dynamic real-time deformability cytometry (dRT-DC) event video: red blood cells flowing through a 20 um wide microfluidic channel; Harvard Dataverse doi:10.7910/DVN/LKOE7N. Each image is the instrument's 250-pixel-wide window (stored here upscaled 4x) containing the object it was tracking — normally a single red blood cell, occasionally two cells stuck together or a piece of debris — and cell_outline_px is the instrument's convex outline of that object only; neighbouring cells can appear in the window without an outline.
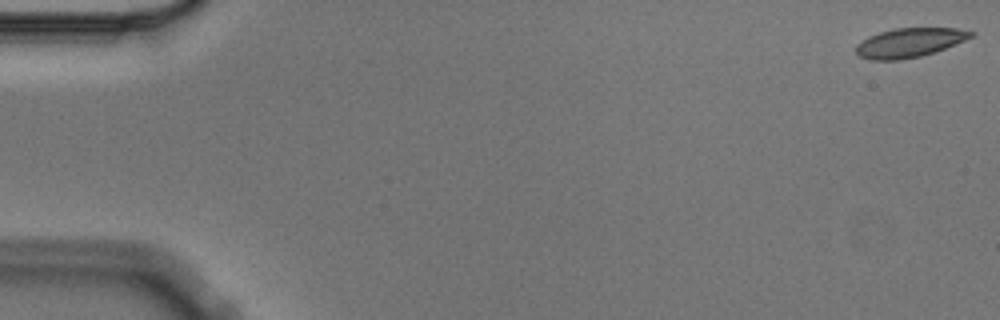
{"species": "Egyptian fruit bat (a non-hibernating species)", "species_latin": "Rousettus aegyptiacus", "temperature_condition": "cold", "stored_images_in_passage": 5, "camera_frame_rate_fps": 3000, "um_per_image_px": 0.085, "animal": {"sex": "male"}, "frame": {"image": 1, "passage_image": 1, "time_ms": 0.0, "image_size_px": [1000, 320], "cell_outline_px": [[976, 32], [972, 36], [964, 40], [944, 48], [920, 56], [900, 60], [868, 60], [860, 56], [856, 52], [856, 44], [868, 36], [880, 32], [896, 28], [956, 28]], "centroid_in_image_um": [77.26, 3.62], "position_along_channel_um": 7.7, "area_um2": 19.36}}
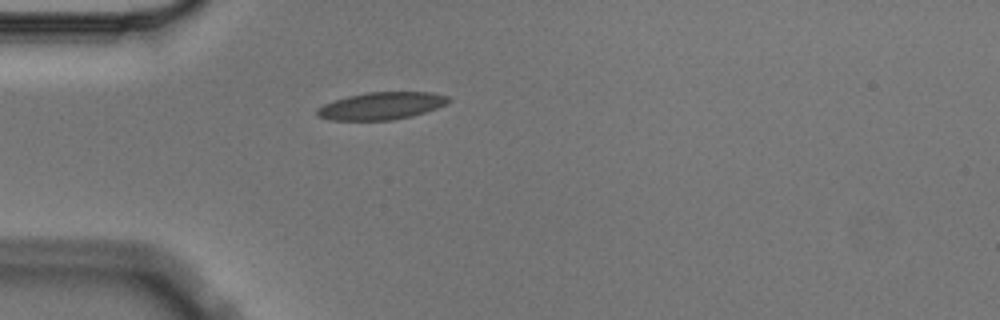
{"frame": {"image": 2, "passage_image": 5, "time_ms": 1.333, "image_size_px": [1000, 320], "cell_outline_px": [[452, 100], [436, 108], [412, 116], [392, 120], [332, 120], [316, 116], [316, 108], [324, 104], [348, 96], [368, 92], [432, 92], [448, 96]], "centroid_in_image_um": [32.41, 9.0], "position_along_channel_um": 52.6, "area_um2": 20.87}}